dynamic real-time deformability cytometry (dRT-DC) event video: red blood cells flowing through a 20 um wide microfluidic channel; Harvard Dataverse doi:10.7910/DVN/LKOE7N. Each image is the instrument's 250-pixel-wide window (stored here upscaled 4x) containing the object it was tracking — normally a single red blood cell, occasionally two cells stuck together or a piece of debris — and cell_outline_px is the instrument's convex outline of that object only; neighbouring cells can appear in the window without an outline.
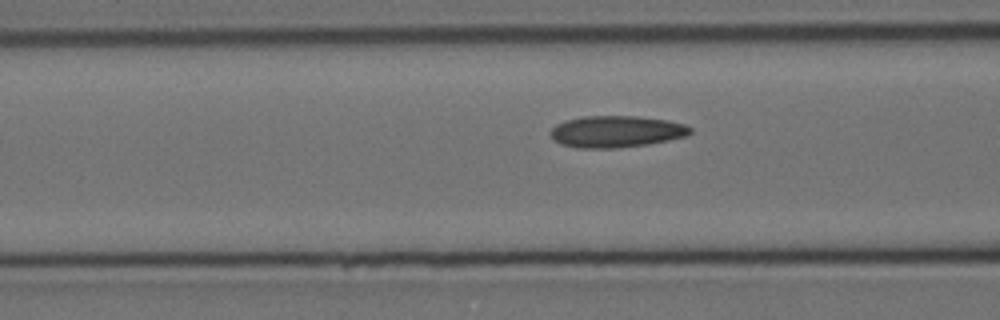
{"species": "Egyptian fruit bat (a non-hibernating species)", "species_latin": "Rousettus aegyptiacus", "temperature_condition": "cold", "stored_images_in_passage": 42, "camera_frame_rate_fps": 3000, "um_per_image_px": 0.085, "animal": {"sex": "female"}, "frame": {"image": 1, "passage_image": 18, "time_ms": 5.667, "image_size_px": [1000, 320], "cell_outline_px": [[692, 132], [688, 136], [648, 144], [620, 148], [576, 148], [560, 144], [552, 140], [548, 132], [556, 124], [568, 120], [584, 116], [636, 116], [668, 120], [684, 124], [692, 128]], "centroid_in_image_um": [52.37, 11.19], "position_along_channel_um": 114.2, "area_um2": 26.07}}
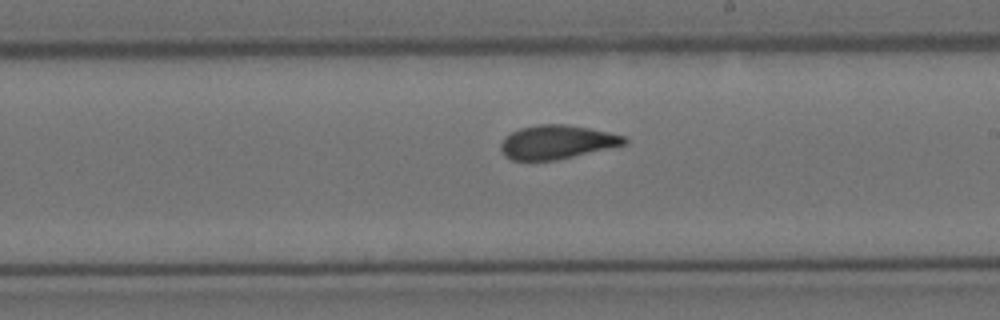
{"frame": {"image": 2, "passage_image": 29, "time_ms": 9.333, "image_size_px": [1000, 320], "cell_outline_px": [[628, 140], [624, 144], [608, 148], [556, 160], [512, 160], [504, 156], [500, 148], [500, 144], [504, 136], [520, 128], [540, 124], [564, 124], [588, 128], [608, 132], [624, 136]], "centroid_in_image_um": [47.27, 12.07], "position_along_channel_um": 241.7, "area_um2": 24.1}}
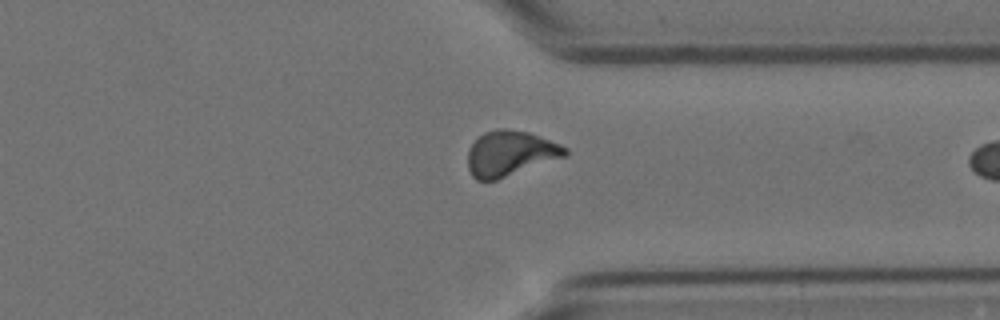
{"frame": {"image": 3, "passage_image": 40, "time_ms": 13.0, "image_size_px": [1000, 320], "cell_outline_px": [[568, 156], [496, 180], [476, 180], [472, 176], [468, 168], [468, 148], [484, 132], [496, 128], [508, 128], [528, 132], [560, 144], [568, 148]], "centroid_in_image_um": [43.37, 13.04], "position_along_channel_um": 368.0, "area_um2": 25.84}}